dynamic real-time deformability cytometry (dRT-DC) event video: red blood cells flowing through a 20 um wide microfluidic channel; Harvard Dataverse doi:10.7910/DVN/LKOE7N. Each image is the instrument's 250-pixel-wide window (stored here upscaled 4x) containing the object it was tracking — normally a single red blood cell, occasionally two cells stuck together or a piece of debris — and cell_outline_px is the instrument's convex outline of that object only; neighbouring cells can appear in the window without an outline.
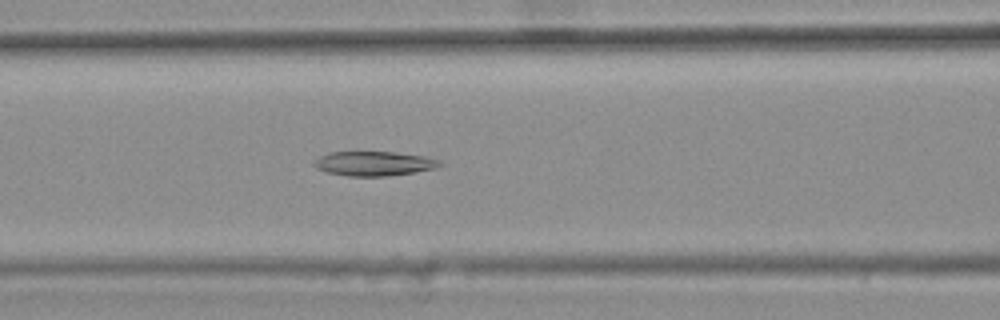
{"species": "common noctule bat (a hibernating species)", "species_latin": "Nyctalus noctula", "temperature_condition": "warm", "stored_images_in_passage": 48, "camera_frame_rate_fps": 3000, "um_per_image_px": 0.085, "animal": {"sex": "female", "body_mass_g": 25.1}, "frame": {"image": 1, "passage_image": 23, "time_ms": 7.333, "image_size_px": [1000, 320], "cell_outline_px": [[444, 164], [436, 168], [388, 176], [348, 176], [328, 172], [316, 168], [312, 164], [320, 156], [332, 152], [392, 152], [424, 156], [440, 160]], "centroid_in_image_um": [31.8, 13.9], "position_along_channel_um": 134.8, "area_um2": 17.74}}
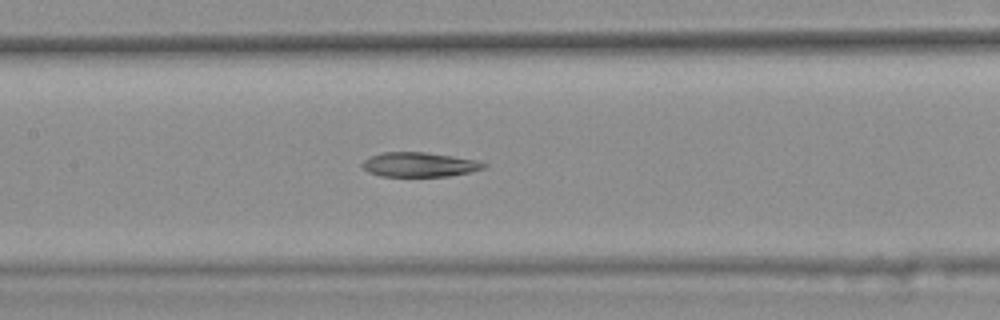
{"frame": {"image": 2, "passage_image": 26, "time_ms": 8.333, "image_size_px": [1000, 320], "cell_outline_px": [[488, 168], [448, 176], [380, 176], [368, 172], [360, 164], [364, 160], [372, 156], [384, 152], [424, 152], [452, 156], [476, 160], [488, 164]], "centroid_in_image_um": [35.66, 13.99], "position_along_channel_um": 171.7, "area_um2": 17.28}}
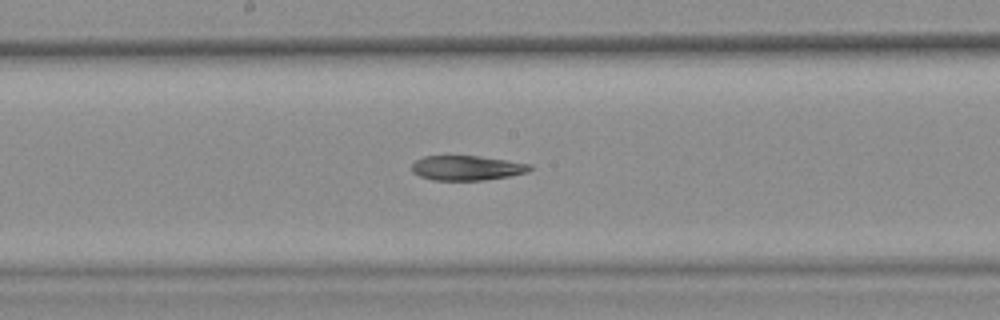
{"frame": {"image": 3, "passage_image": 29, "time_ms": 9.333, "image_size_px": [1000, 320], "cell_outline_px": [[532, 168], [528, 172], [508, 176], [484, 180], [432, 180], [420, 176], [412, 172], [412, 164], [416, 160], [424, 156], [480, 156], [532, 164]], "centroid_in_image_um": [39.68, 14.27], "position_along_channel_um": 208.5, "area_um2": 16.99}}